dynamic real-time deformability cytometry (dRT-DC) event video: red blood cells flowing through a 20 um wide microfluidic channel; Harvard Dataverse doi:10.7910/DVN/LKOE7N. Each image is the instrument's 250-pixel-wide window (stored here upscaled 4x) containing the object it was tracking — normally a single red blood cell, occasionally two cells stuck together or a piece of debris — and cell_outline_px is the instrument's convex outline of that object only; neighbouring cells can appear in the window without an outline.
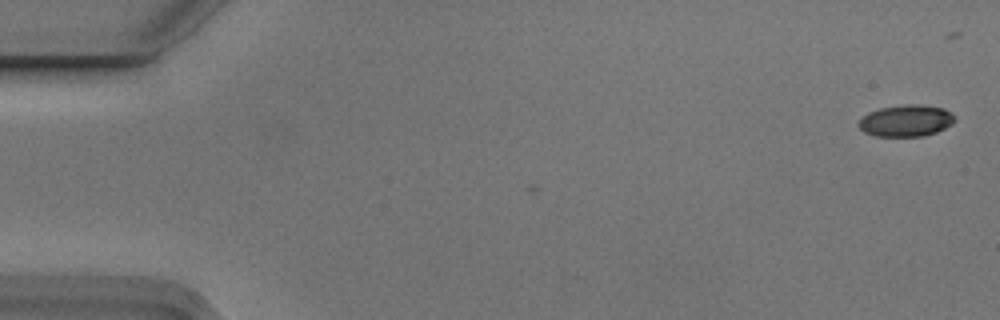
{"species": "Egyptian fruit bat (a non-hibernating species)", "species_latin": "Rousettus aegyptiacus", "temperature_condition": "cold", "stored_images_in_passage": 2, "camera_frame_rate_fps": 3000, "um_per_image_px": 0.085, "animal": {"sex": "male"}, "frame": {"image": 1, "passage_image": 2, "time_ms": 0.333, "image_size_px": [1000, 320], "cell_outline_px": [[956, 120], [952, 124], [936, 132], [924, 136], [876, 136], [864, 132], [856, 124], [868, 112], [880, 108], [904, 104], [916, 104], [944, 108], [952, 112], [956, 116]], "centroid_in_image_um": [77.04, 10.25], "position_along_channel_um": 8.0, "area_um2": 17.86}}